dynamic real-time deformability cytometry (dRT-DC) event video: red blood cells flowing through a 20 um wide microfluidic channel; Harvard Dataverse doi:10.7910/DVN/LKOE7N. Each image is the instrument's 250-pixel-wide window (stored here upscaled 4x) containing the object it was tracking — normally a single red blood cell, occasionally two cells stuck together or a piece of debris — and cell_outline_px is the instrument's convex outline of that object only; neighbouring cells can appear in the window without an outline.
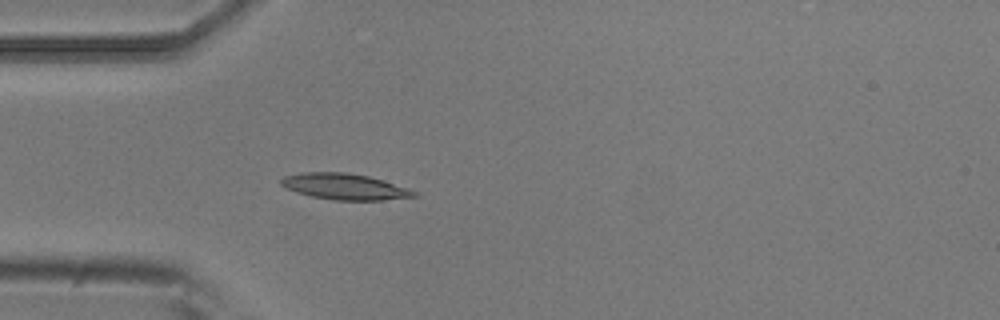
{"species": "common noctule bat (a hibernating species)", "species_latin": "Nyctalus noctula", "temperature_condition": "room temperature", "stored_images_in_passage": 5, "camera_frame_rate_fps": 3000, "um_per_image_px": 0.085, "animal": {"sex": "male", "body_mass_g": 20.5, "forearm_length_mm": 52.5}, "frame": {"image": 1, "passage_image": 5, "time_ms": 1.333, "image_size_px": [1000, 320], "cell_outline_px": [[420, 196], [384, 200], [336, 200], [312, 196], [296, 192], [284, 188], [280, 184], [280, 180], [284, 176], [300, 172], [344, 172], [368, 176], [408, 188], [416, 192]], "centroid_in_image_um": [29.27, 15.86], "position_along_channel_um": 55.7, "area_um2": 20.17}}